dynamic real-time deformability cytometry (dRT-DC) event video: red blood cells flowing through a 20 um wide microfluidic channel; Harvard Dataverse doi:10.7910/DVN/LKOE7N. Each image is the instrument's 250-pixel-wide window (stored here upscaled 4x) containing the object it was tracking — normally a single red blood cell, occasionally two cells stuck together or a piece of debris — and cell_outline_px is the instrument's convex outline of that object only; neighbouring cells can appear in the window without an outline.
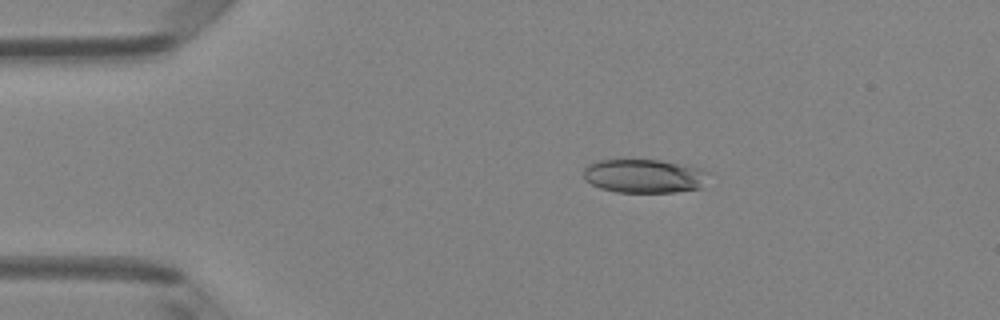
{"species": "Egyptian fruit bat (a non-hibernating species)", "species_latin": "Rousettus aegyptiacus", "temperature_condition": "room temperature", "stored_images_in_passage": 5, "camera_frame_rate_fps": 3000, "um_per_image_px": 0.085, "animal": {"sex": "female"}, "frame": {"image": 1, "passage_image": 2, "time_ms": 0.333, "image_size_px": [1000, 320], "cell_outline_px": [[712, 172], [700, 188], [676, 192], [616, 192], [600, 188], [584, 180], [584, 168], [588, 164], [596, 160], [660, 160], [700, 168]], "centroid_in_image_um": [54.76, 14.96], "position_along_channel_um": 30.2, "area_um2": 24.74}}
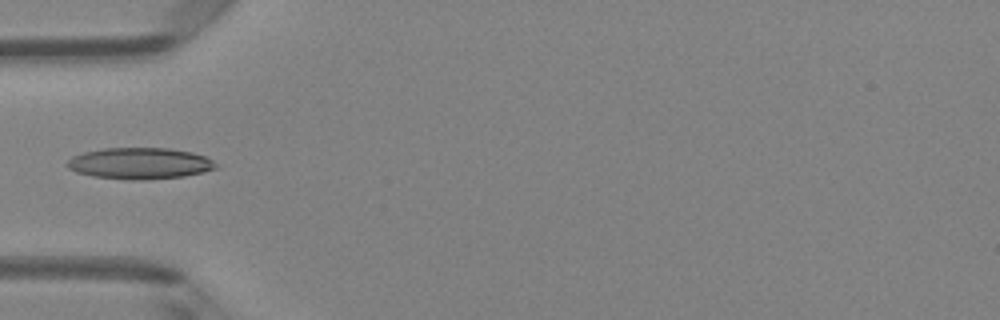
{"frame": {"image": 2, "passage_image": 4, "time_ms": 1.0, "image_size_px": [1000, 320], "cell_outline_px": [[216, 168], [204, 172], [184, 176], [144, 180], [128, 180], [92, 176], [76, 172], [68, 168], [68, 160], [72, 156], [84, 152], [104, 148], [168, 148], [192, 152], [204, 156], [212, 160], [216, 164]], "centroid_in_image_um": [11.87, 13.89], "position_along_channel_um": 73.1, "area_um2": 27.17}}
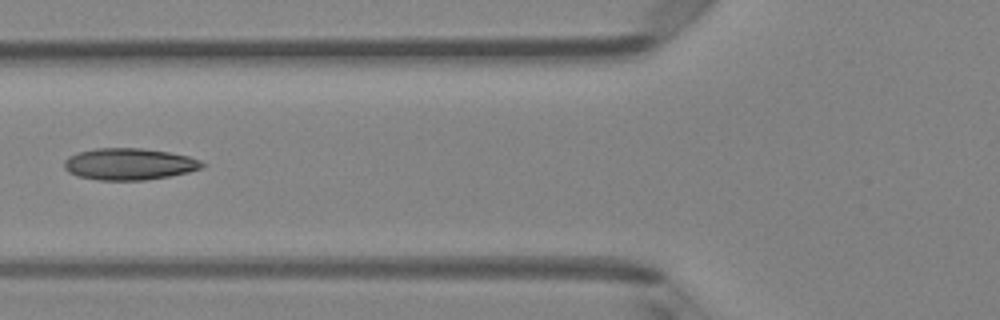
{"frame": {"image": 3, "passage_image": 5, "time_ms": 1.333, "image_size_px": [1000, 320], "cell_outline_px": [[208, 164], [200, 168], [188, 172], [168, 176], [144, 180], [100, 180], [76, 176], [68, 172], [64, 168], [64, 160], [68, 156], [76, 152], [96, 148], [140, 148], [168, 152], [188, 156], [200, 160]], "centroid_in_image_um": [10.94, 13.94], "position_along_channel_um": 114.9, "area_um2": 25.55}}